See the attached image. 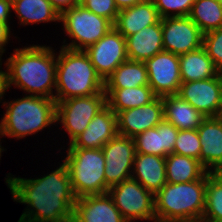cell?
I'll list each match as a JSON object with an SVG mask.
<instances>
[{
	"mask_svg": "<svg viewBox=\"0 0 222 222\" xmlns=\"http://www.w3.org/2000/svg\"><path fill=\"white\" fill-rule=\"evenodd\" d=\"M205 117L222 115V72L207 80L182 82L177 93Z\"/></svg>",
	"mask_w": 222,
	"mask_h": 222,
	"instance_id": "12",
	"label": "cell"
},
{
	"mask_svg": "<svg viewBox=\"0 0 222 222\" xmlns=\"http://www.w3.org/2000/svg\"><path fill=\"white\" fill-rule=\"evenodd\" d=\"M114 205L127 222L156 221L154 194L137 180L129 178L108 189Z\"/></svg>",
	"mask_w": 222,
	"mask_h": 222,
	"instance_id": "8",
	"label": "cell"
},
{
	"mask_svg": "<svg viewBox=\"0 0 222 222\" xmlns=\"http://www.w3.org/2000/svg\"><path fill=\"white\" fill-rule=\"evenodd\" d=\"M54 9L61 15L64 11L77 5L75 0H48Z\"/></svg>",
	"mask_w": 222,
	"mask_h": 222,
	"instance_id": "36",
	"label": "cell"
},
{
	"mask_svg": "<svg viewBox=\"0 0 222 222\" xmlns=\"http://www.w3.org/2000/svg\"><path fill=\"white\" fill-rule=\"evenodd\" d=\"M64 159L76 198L105 193V159L102 149L68 148Z\"/></svg>",
	"mask_w": 222,
	"mask_h": 222,
	"instance_id": "6",
	"label": "cell"
},
{
	"mask_svg": "<svg viewBox=\"0 0 222 222\" xmlns=\"http://www.w3.org/2000/svg\"><path fill=\"white\" fill-rule=\"evenodd\" d=\"M203 47L215 67L222 72V27L204 33Z\"/></svg>",
	"mask_w": 222,
	"mask_h": 222,
	"instance_id": "33",
	"label": "cell"
},
{
	"mask_svg": "<svg viewBox=\"0 0 222 222\" xmlns=\"http://www.w3.org/2000/svg\"><path fill=\"white\" fill-rule=\"evenodd\" d=\"M173 153L200 161L201 144L197 129L179 130Z\"/></svg>",
	"mask_w": 222,
	"mask_h": 222,
	"instance_id": "31",
	"label": "cell"
},
{
	"mask_svg": "<svg viewBox=\"0 0 222 222\" xmlns=\"http://www.w3.org/2000/svg\"><path fill=\"white\" fill-rule=\"evenodd\" d=\"M179 67L182 82L207 80L220 73L203 46L179 55Z\"/></svg>",
	"mask_w": 222,
	"mask_h": 222,
	"instance_id": "24",
	"label": "cell"
},
{
	"mask_svg": "<svg viewBox=\"0 0 222 222\" xmlns=\"http://www.w3.org/2000/svg\"><path fill=\"white\" fill-rule=\"evenodd\" d=\"M145 0H114L118 10H122L128 7H132L136 4H139Z\"/></svg>",
	"mask_w": 222,
	"mask_h": 222,
	"instance_id": "38",
	"label": "cell"
},
{
	"mask_svg": "<svg viewBox=\"0 0 222 222\" xmlns=\"http://www.w3.org/2000/svg\"><path fill=\"white\" fill-rule=\"evenodd\" d=\"M201 222H222V172H208L205 211Z\"/></svg>",
	"mask_w": 222,
	"mask_h": 222,
	"instance_id": "30",
	"label": "cell"
},
{
	"mask_svg": "<svg viewBox=\"0 0 222 222\" xmlns=\"http://www.w3.org/2000/svg\"><path fill=\"white\" fill-rule=\"evenodd\" d=\"M159 16L184 17L188 16L195 0H152ZM171 12V14H170Z\"/></svg>",
	"mask_w": 222,
	"mask_h": 222,
	"instance_id": "32",
	"label": "cell"
},
{
	"mask_svg": "<svg viewBox=\"0 0 222 222\" xmlns=\"http://www.w3.org/2000/svg\"><path fill=\"white\" fill-rule=\"evenodd\" d=\"M104 91L107 96V105L115 114L149 104L157 97L149 85L135 88L104 89Z\"/></svg>",
	"mask_w": 222,
	"mask_h": 222,
	"instance_id": "25",
	"label": "cell"
},
{
	"mask_svg": "<svg viewBox=\"0 0 222 222\" xmlns=\"http://www.w3.org/2000/svg\"><path fill=\"white\" fill-rule=\"evenodd\" d=\"M12 10L17 14L20 24L39 22H60V14L48 0H11Z\"/></svg>",
	"mask_w": 222,
	"mask_h": 222,
	"instance_id": "28",
	"label": "cell"
},
{
	"mask_svg": "<svg viewBox=\"0 0 222 222\" xmlns=\"http://www.w3.org/2000/svg\"><path fill=\"white\" fill-rule=\"evenodd\" d=\"M188 17L203 32L222 27V4L216 0H195Z\"/></svg>",
	"mask_w": 222,
	"mask_h": 222,
	"instance_id": "29",
	"label": "cell"
},
{
	"mask_svg": "<svg viewBox=\"0 0 222 222\" xmlns=\"http://www.w3.org/2000/svg\"><path fill=\"white\" fill-rule=\"evenodd\" d=\"M12 10L11 0H0V23L9 24V17Z\"/></svg>",
	"mask_w": 222,
	"mask_h": 222,
	"instance_id": "35",
	"label": "cell"
},
{
	"mask_svg": "<svg viewBox=\"0 0 222 222\" xmlns=\"http://www.w3.org/2000/svg\"><path fill=\"white\" fill-rule=\"evenodd\" d=\"M129 60L146 62L149 58L164 50L161 20L126 37Z\"/></svg>",
	"mask_w": 222,
	"mask_h": 222,
	"instance_id": "22",
	"label": "cell"
},
{
	"mask_svg": "<svg viewBox=\"0 0 222 222\" xmlns=\"http://www.w3.org/2000/svg\"><path fill=\"white\" fill-rule=\"evenodd\" d=\"M1 144V143H0ZM4 151L3 147L0 145V158H1V153Z\"/></svg>",
	"mask_w": 222,
	"mask_h": 222,
	"instance_id": "40",
	"label": "cell"
},
{
	"mask_svg": "<svg viewBox=\"0 0 222 222\" xmlns=\"http://www.w3.org/2000/svg\"><path fill=\"white\" fill-rule=\"evenodd\" d=\"M164 120L178 130L197 129L206 118L177 94L162 96Z\"/></svg>",
	"mask_w": 222,
	"mask_h": 222,
	"instance_id": "23",
	"label": "cell"
},
{
	"mask_svg": "<svg viewBox=\"0 0 222 222\" xmlns=\"http://www.w3.org/2000/svg\"><path fill=\"white\" fill-rule=\"evenodd\" d=\"M179 130L164 119L152 129L134 137L136 153L166 157L173 153Z\"/></svg>",
	"mask_w": 222,
	"mask_h": 222,
	"instance_id": "19",
	"label": "cell"
},
{
	"mask_svg": "<svg viewBox=\"0 0 222 222\" xmlns=\"http://www.w3.org/2000/svg\"><path fill=\"white\" fill-rule=\"evenodd\" d=\"M81 5L94 14L108 19L112 24L119 13L114 0H84Z\"/></svg>",
	"mask_w": 222,
	"mask_h": 222,
	"instance_id": "34",
	"label": "cell"
},
{
	"mask_svg": "<svg viewBox=\"0 0 222 222\" xmlns=\"http://www.w3.org/2000/svg\"><path fill=\"white\" fill-rule=\"evenodd\" d=\"M77 4H81L84 0H75Z\"/></svg>",
	"mask_w": 222,
	"mask_h": 222,
	"instance_id": "41",
	"label": "cell"
},
{
	"mask_svg": "<svg viewBox=\"0 0 222 222\" xmlns=\"http://www.w3.org/2000/svg\"><path fill=\"white\" fill-rule=\"evenodd\" d=\"M117 134L116 114L106 105L68 148L102 149Z\"/></svg>",
	"mask_w": 222,
	"mask_h": 222,
	"instance_id": "17",
	"label": "cell"
},
{
	"mask_svg": "<svg viewBox=\"0 0 222 222\" xmlns=\"http://www.w3.org/2000/svg\"><path fill=\"white\" fill-rule=\"evenodd\" d=\"M208 173L187 183H166L155 195L159 222H201L205 211Z\"/></svg>",
	"mask_w": 222,
	"mask_h": 222,
	"instance_id": "3",
	"label": "cell"
},
{
	"mask_svg": "<svg viewBox=\"0 0 222 222\" xmlns=\"http://www.w3.org/2000/svg\"><path fill=\"white\" fill-rule=\"evenodd\" d=\"M3 106L6 108V114L0 123V136L19 139L56 123L54 98L26 95L21 99L4 102Z\"/></svg>",
	"mask_w": 222,
	"mask_h": 222,
	"instance_id": "5",
	"label": "cell"
},
{
	"mask_svg": "<svg viewBox=\"0 0 222 222\" xmlns=\"http://www.w3.org/2000/svg\"><path fill=\"white\" fill-rule=\"evenodd\" d=\"M72 222H127L109 193L76 198Z\"/></svg>",
	"mask_w": 222,
	"mask_h": 222,
	"instance_id": "16",
	"label": "cell"
},
{
	"mask_svg": "<svg viewBox=\"0 0 222 222\" xmlns=\"http://www.w3.org/2000/svg\"><path fill=\"white\" fill-rule=\"evenodd\" d=\"M10 28H9V24H5V23H0V55L2 56L5 48L4 46H6V44H8L9 38L10 36Z\"/></svg>",
	"mask_w": 222,
	"mask_h": 222,
	"instance_id": "37",
	"label": "cell"
},
{
	"mask_svg": "<svg viewBox=\"0 0 222 222\" xmlns=\"http://www.w3.org/2000/svg\"><path fill=\"white\" fill-rule=\"evenodd\" d=\"M6 183L14 201L28 205L18 222H72L76 197L64 162L44 177L8 176Z\"/></svg>",
	"mask_w": 222,
	"mask_h": 222,
	"instance_id": "1",
	"label": "cell"
},
{
	"mask_svg": "<svg viewBox=\"0 0 222 222\" xmlns=\"http://www.w3.org/2000/svg\"><path fill=\"white\" fill-rule=\"evenodd\" d=\"M164 51L182 55L203 46L204 33L188 17L161 19Z\"/></svg>",
	"mask_w": 222,
	"mask_h": 222,
	"instance_id": "13",
	"label": "cell"
},
{
	"mask_svg": "<svg viewBox=\"0 0 222 222\" xmlns=\"http://www.w3.org/2000/svg\"><path fill=\"white\" fill-rule=\"evenodd\" d=\"M165 159L167 183L191 182L202 179L209 172L199 160L192 157L172 153Z\"/></svg>",
	"mask_w": 222,
	"mask_h": 222,
	"instance_id": "26",
	"label": "cell"
},
{
	"mask_svg": "<svg viewBox=\"0 0 222 222\" xmlns=\"http://www.w3.org/2000/svg\"><path fill=\"white\" fill-rule=\"evenodd\" d=\"M164 119L163 102L156 97L149 104L116 113L119 135L134 138L137 134L155 128Z\"/></svg>",
	"mask_w": 222,
	"mask_h": 222,
	"instance_id": "15",
	"label": "cell"
},
{
	"mask_svg": "<svg viewBox=\"0 0 222 222\" xmlns=\"http://www.w3.org/2000/svg\"><path fill=\"white\" fill-rule=\"evenodd\" d=\"M56 70V102L72 97L105 93L104 81L97 74L84 50L61 47Z\"/></svg>",
	"mask_w": 222,
	"mask_h": 222,
	"instance_id": "4",
	"label": "cell"
},
{
	"mask_svg": "<svg viewBox=\"0 0 222 222\" xmlns=\"http://www.w3.org/2000/svg\"><path fill=\"white\" fill-rule=\"evenodd\" d=\"M106 105L105 93L61 100L56 102V122L59 121L64 126L71 143Z\"/></svg>",
	"mask_w": 222,
	"mask_h": 222,
	"instance_id": "9",
	"label": "cell"
},
{
	"mask_svg": "<svg viewBox=\"0 0 222 222\" xmlns=\"http://www.w3.org/2000/svg\"><path fill=\"white\" fill-rule=\"evenodd\" d=\"M60 22L66 34L72 38L71 43L62 47L71 50H85L113 27L108 19L94 14L81 4L64 11L60 15Z\"/></svg>",
	"mask_w": 222,
	"mask_h": 222,
	"instance_id": "7",
	"label": "cell"
},
{
	"mask_svg": "<svg viewBox=\"0 0 222 222\" xmlns=\"http://www.w3.org/2000/svg\"><path fill=\"white\" fill-rule=\"evenodd\" d=\"M161 20L152 0H145L117 14L113 27L125 38Z\"/></svg>",
	"mask_w": 222,
	"mask_h": 222,
	"instance_id": "20",
	"label": "cell"
},
{
	"mask_svg": "<svg viewBox=\"0 0 222 222\" xmlns=\"http://www.w3.org/2000/svg\"><path fill=\"white\" fill-rule=\"evenodd\" d=\"M5 91H6V88H5V72L0 70V100L3 98V95L5 94Z\"/></svg>",
	"mask_w": 222,
	"mask_h": 222,
	"instance_id": "39",
	"label": "cell"
},
{
	"mask_svg": "<svg viewBox=\"0 0 222 222\" xmlns=\"http://www.w3.org/2000/svg\"><path fill=\"white\" fill-rule=\"evenodd\" d=\"M131 178L155 195L167 183L165 157L136 153Z\"/></svg>",
	"mask_w": 222,
	"mask_h": 222,
	"instance_id": "21",
	"label": "cell"
},
{
	"mask_svg": "<svg viewBox=\"0 0 222 222\" xmlns=\"http://www.w3.org/2000/svg\"><path fill=\"white\" fill-rule=\"evenodd\" d=\"M149 86L157 97L177 94L182 83L179 56L161 51L146 62Z\"/></svg>",
	"mask_w": 222,
	"mask_h": 222,
	"instance_id": "14",
	"label": "cell"
},
{
	"mask_svg": "<svg viewBox=\"0 0 222 222\" xmlns=\"http://www.w3.org/2000/svg\"><path fill=\"white\" fill-rule=\"evenodd\" d=\"M102 151L105 159V193H107L111 186L131 178L136 156L134 138L117 134L102 147Z\"/></svg>",
	"mask_w": 222,
	"mask_h": 222,
	"instance_id": "10",
	"label": "cell"
},
{
	"mask_svg": "<svg viewBox=\"0 0 222 222\" xmlns=\"http://www.w3.org/2000/svg\"><path fill=\"white\" fill-rule=\"evenodd\" d=\"M197 132L201 144L200 162L209 172H222V117H206Z\"/></svg>",
	"mask_w": 222,
	"mask_h": 222,
	"instance_id": "18",
	"label": "cell"
},
{
	"mask_svg": "<svg viewBox=\"0 0 222 222\" xmlns=\"http://www.w3.org/2000/svg\"><path fill=\"white\" fill-rule=\"evenodd\" d=\"M56 58L54 50L49 46L32 45L15 49L5 63L6 90L13 84L29 95L54 98Z\"/></svg>",
	"mask_w": 222,
	"mask_h": 222,
	"instance_id": "2",
	"label": "cell"
},
{
	"mask_svg": "<svg viewBox=\"0 0 222 222\" xmlns=\"http://www.w3.org/2000/svg\"><path fill=\"white\" fill-rule=\"evenodd\" d=\"M88 55L97 74L105 81L115 69L128 60L126 38L112 27L98 42L87 47Z\"/></svg>",
	"mask_w": 222,
	"mask_h": 222,
	"instance_id": "11",
	"label": "cell"
},
{
	"mask_svg": "<svg viewBox=\"0 0 222 222\" xmlns=\"http://www.w3.org/2000/svg\"><path fill=\"white\" fill-rule=\"evenodd\" d=\"M149 85L145 62L126 60L104 81V89L135 88Z\"/></svg>",
	"mask_w": 222,
	"mask_h": 222,
	"instance_id": "27",
	"label": "cell"
}]
</instances>
